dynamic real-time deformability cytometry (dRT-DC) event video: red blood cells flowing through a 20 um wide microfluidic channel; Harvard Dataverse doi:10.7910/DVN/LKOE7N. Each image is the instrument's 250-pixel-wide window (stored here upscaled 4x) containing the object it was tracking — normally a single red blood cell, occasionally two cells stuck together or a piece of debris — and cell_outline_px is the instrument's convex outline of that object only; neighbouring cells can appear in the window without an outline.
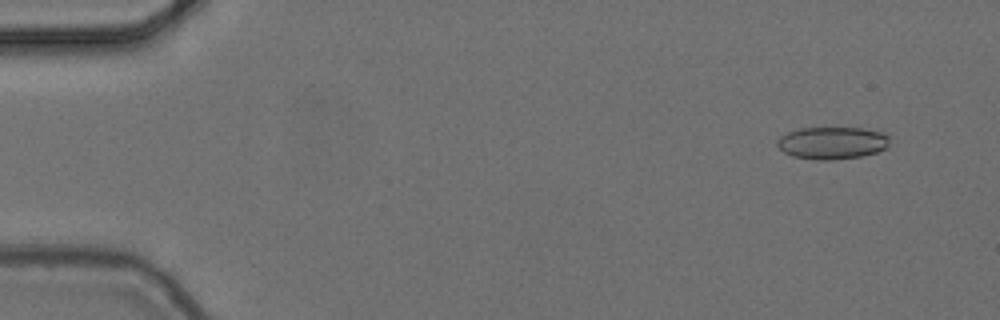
{"species": "common noctule bat (a hibernating species)", "species_latin": "Nyctalus noctula", "temperature_condition": "cold", "stored_images_in_passage": 2, "camera_frame_rate_fps": 3000, "um_per_image_px": 0.085, "animal": {"sex": "female", "body_mass_g": 24.6, "forearm_length_mm": 56.2}, "frame": {"image": 1, "passage_image": 1, "time_ms": 0.0, "image_size_px": [1000, 320], "cell_outline_px": [[888, 144], [884, 148], [876, 152], [860, 156], [832, 160], [816, 160], [792, 156], [784, 152], [776, 144], [776, 140], [780, 136], [788, 132], [800, 128], [860, 128], [888, 132]], "centroid_in_image_um": [70.72, 12.14], "position_along_channel_um": 14.3, "area_um2": 21.21}}